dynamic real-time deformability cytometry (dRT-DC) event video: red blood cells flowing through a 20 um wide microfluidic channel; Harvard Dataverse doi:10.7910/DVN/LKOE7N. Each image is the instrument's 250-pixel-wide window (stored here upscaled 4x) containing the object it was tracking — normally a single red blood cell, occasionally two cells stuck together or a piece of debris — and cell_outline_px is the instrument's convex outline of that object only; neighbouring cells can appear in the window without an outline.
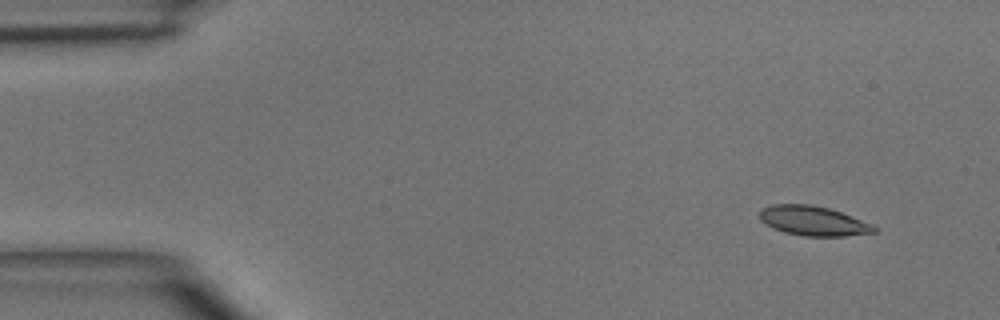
{"species": "common noctule bat (a hibernating species)", "species_latin": "Nyctalus noctula", "temperature_condition": "room temperature", "stored_images_in_passage": 5, "camera_frame_rate_fps": 3000, "um_per_image_px": 0.085, "animal": {"sex": "male", "body_mass_g": 15.6}, "frame": {"image": 1, "passage_image": 1, "time_ms": 0.0, "image_size_px": [1000, 320], "cell_outline_px": [[880, 228], [876, 232], [844, 236], [804, 236], [784, 232], [772, 228], [760, 220], [760, 208], [772, 204], [812, 204], [828, 208], [840, 212], [872, 224]], "centroid_in_image_um": [69.11, 18.77], "position_along_channel_um": 15.9, "area_um2": 19.83}}
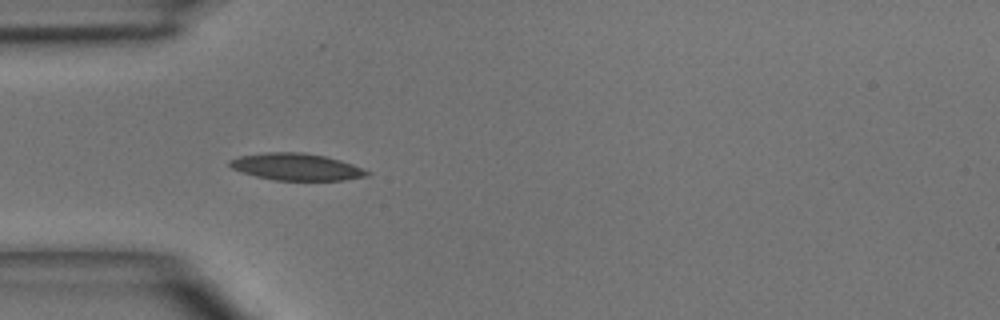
{"frame": {"image": 2, "passage_image": 4, "time_ms": 3.333, "image_size_px": [1000, 320], "cell_outline_px": [[372, 172], [368, 176], [344, 180], [276, 180], [256, 176], [232, 168], [228, 164], [228, 160], [240, 156], [268, 152], [304, 152], [324, 156], [340, 160], [352, 164]], "centroid_in_image_um": [25.22, 14.18], "position_along_channel_um": 59.8, "area_um2": 21.44}}